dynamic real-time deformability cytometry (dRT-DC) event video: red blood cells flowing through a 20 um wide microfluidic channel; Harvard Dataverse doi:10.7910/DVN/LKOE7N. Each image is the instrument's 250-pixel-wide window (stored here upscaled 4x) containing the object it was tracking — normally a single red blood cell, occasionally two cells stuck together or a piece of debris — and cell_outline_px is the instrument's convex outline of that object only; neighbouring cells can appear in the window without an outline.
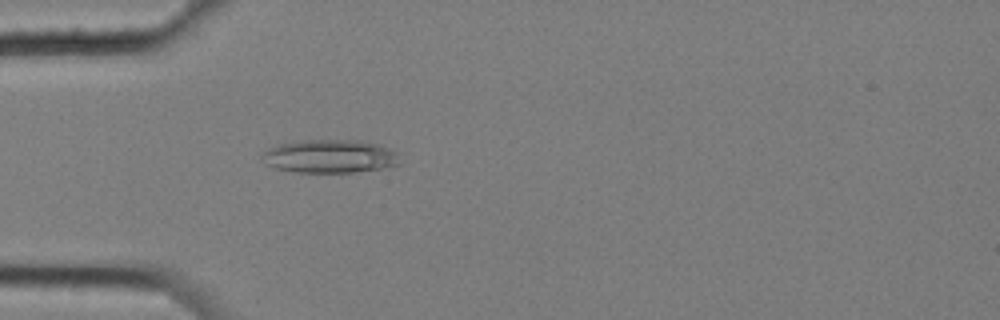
{"species": "common noctule bat (a hibernating species)", "species_latin": "Nyctalus noctula", "temperature_condition": "cold", "stored_images_in_passage": 5, "camera_frame_rate_fps": 3000, "um_per_image_px": 0.085, "animal": {"sex": "female", "body_mass_g": 25.1}, "frame": {"image": 1, "passage_image": 5, "time_ms": 1.333, "image_size_px": [1000, 320], "cell_outline_px": [[400, 164], [380, 168], [352, 172], [296, 172], [276, 168], [268, 164], [260, 156], [264, 152], [280, 144], [304, 140], [360, 140], [380, 144], [396, 152]], "centroid_in_image_um": [28.07, 13.28], "position_along_channel_um": 56.9, "area_um2": 26.36}}